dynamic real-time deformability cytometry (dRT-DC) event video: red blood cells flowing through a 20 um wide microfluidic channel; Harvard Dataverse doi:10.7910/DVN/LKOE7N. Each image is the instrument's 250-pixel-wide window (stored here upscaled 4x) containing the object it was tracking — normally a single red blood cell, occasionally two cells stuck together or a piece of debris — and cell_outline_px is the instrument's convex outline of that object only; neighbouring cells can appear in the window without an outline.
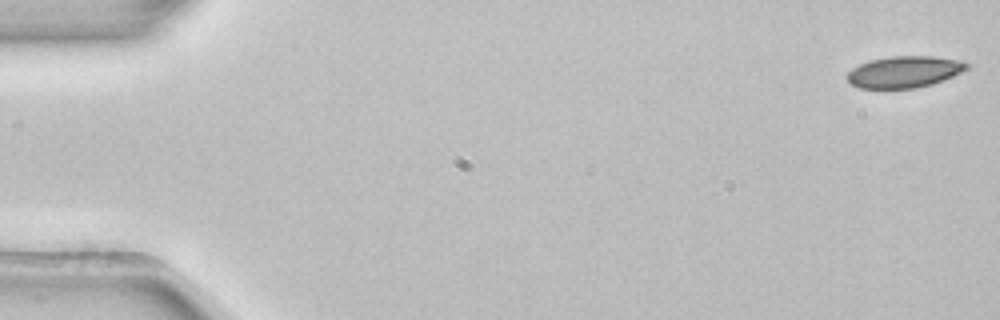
{"species": "common noctule bat (a hibernating species)", "species_latin": "Nyctalus noctula", "temperature_condition": "room temperature", "stored_images_in_passage": 53, "camera_frame_rate_fps": 3000, "um_per_image_px": 0.085, "animal": {"sex": "female", "body_mass_g": 22.7, "forearm_length_mm": 54.2}, "frame": {"image": 1, "passage_image": 1, "time_ms": 0.0, "image_size_px": [1000, 320], "cell_outline_px": [[972, 64], [968, 68], [944, 80], [932, 84], [916, 88], [860, 88], [852, 84], [848, 80], [848, 72], [852, 68], [868, 60], [892, 56], [932, 56], [964, 60]], "centroid_in_image_um": [76.92, 6.09], "position_along_channel_um": 8.1, "area_um2": 22.08}}
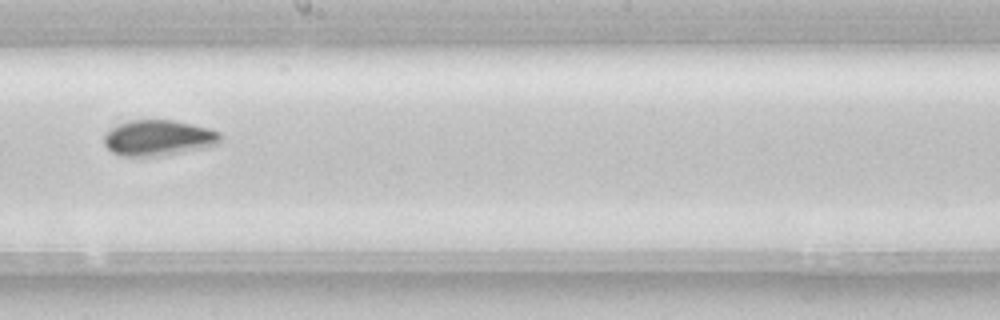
{"frame": {"image": 2, "passage_image": 30, "time_ms": 9.667, "image_size_px": [1000, 320], "cell_outline_px": [[224, 136], [220, 144], [156, 156], [120, 156], [112, 152], [104, 144], [104, 136], [116, 124], [132, 120], [172, 120], [192, 124], [208, 128], [220, 132]], "centroid_in_image_um": [13.47, 11.71], "position_along_channel_um": 234.7, "area_um2": 24.04}}
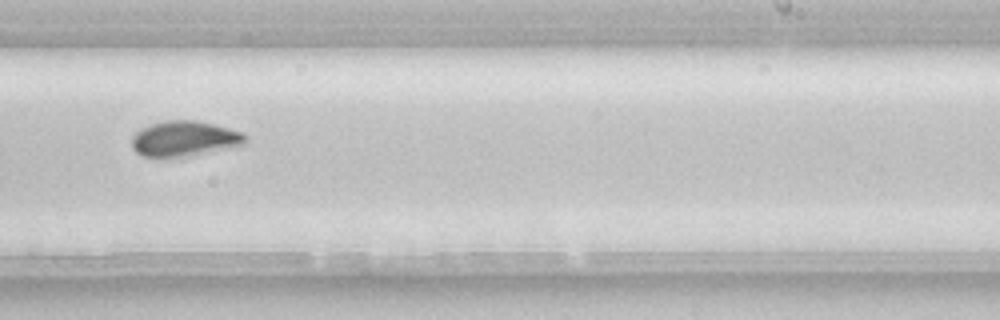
{"frame": {"image": 3, "passage_image": 33, "time_ms": 10.667, "image_size_px": [1000, 320], "cell_outline_px": [[248, 140], [244, 144], [180, 156], [144, 156], [136, 152], [132, 148], [132, 136], [140, 128], [148, 124], [164, 120], [196, 120], [244, 132], [248, 136]], "centroid_in_image_um": [15.64, 11.74], "position_along_channel_um": 273.4, "area_um2": 22.95}, "authors_computed_cell_mechanics": {"area_um2": 23.0622, "velocity_mm_per_s": 3.892, "shape_relaxation_time_tau1_ms": 2.8287, "shape_relaxation_time_tau2_ms": null, "deformation_change_tau1": 0.1124, "deformation_change_tau2": null}}